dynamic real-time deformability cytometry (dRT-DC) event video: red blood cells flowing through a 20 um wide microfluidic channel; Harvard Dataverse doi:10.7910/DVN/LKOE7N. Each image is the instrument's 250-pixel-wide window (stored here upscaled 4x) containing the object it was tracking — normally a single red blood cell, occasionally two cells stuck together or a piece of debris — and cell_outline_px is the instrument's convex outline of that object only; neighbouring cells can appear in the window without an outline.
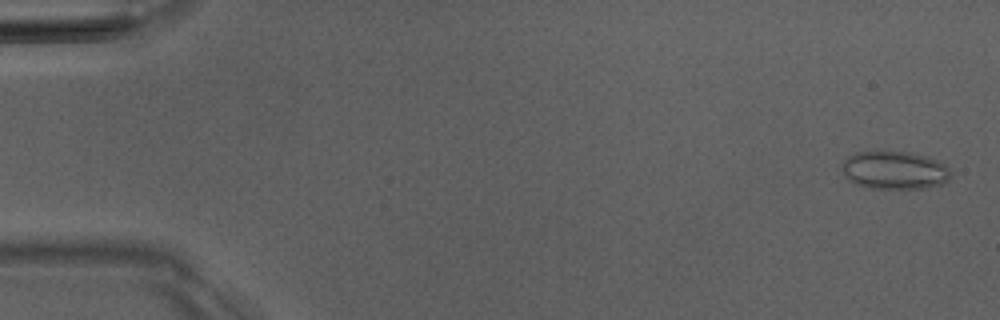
{"species": "Egyptian fruit bat (a non-hibernating species)", "species_latin": "Rousettus aegyptiacus", "temperature_condition": "room temperature", "stored_images_in_passage": 5, "camera_frame_rate_fps": 3000, "um_per_image_px": 0.085, "animal": {"sex": "male"}, "frame": {"image": 1, "passage_image": 1, "time_ms": 0.0, "image_size_px": [1000, 320], "cell_outline_px": [[952, 176], [944, 184], [924, 188], [872, 188], [848, 180], [840, 164], [848, 156], [856, 152], [908, 152], [928, 156], [944, 164], [948, 168]], "centroid_in_image_um": [76.06, 14.47], "position_along_channel_um": 8.9, "area_um2": 23.99}}